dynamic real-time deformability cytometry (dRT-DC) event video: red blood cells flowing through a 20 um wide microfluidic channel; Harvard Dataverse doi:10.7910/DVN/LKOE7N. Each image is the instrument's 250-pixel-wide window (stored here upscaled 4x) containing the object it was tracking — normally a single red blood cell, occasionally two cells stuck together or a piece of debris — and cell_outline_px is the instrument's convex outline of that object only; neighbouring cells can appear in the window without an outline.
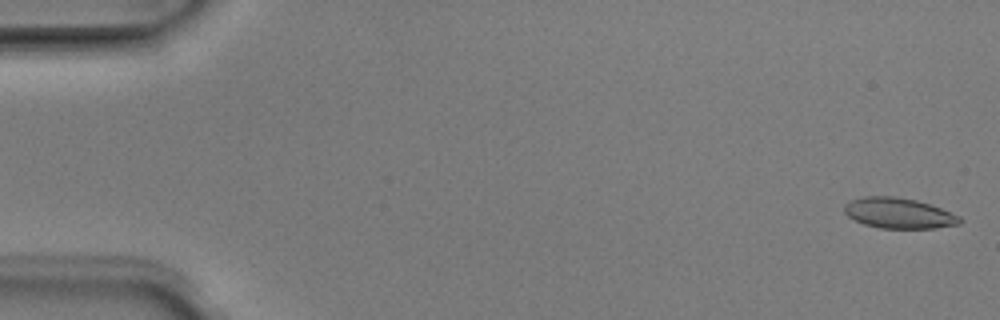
{"species": "Egyptian fruit bat (a non-hibernating species)", "species_latin": "Rousettus aegyptiacus", "temperature_condition": "room temperature", "stored_images_in_passage": 51, "camera_frame_rate_fps": 3000, "um_per_image_px": 0.085, "animal": {"sex": "male"}, "frame": {"image": 1, "passage_image": 1, "time_ms": 0.0, "image_size_px": [1000, 320], "cell_outline_px": [[964, 220], [960, 224], [936, 228], [880, 228], [864, 224], [848, 216], [844, 212], [844, 204], [852, 200], [864, 196], [896, 196], [916, 200], [940, 208], [960, 216]], "centroid_in_image_um": [76.41, 18.12], "position_along_channel_um": 8.6, "area_um2": 20.52}}
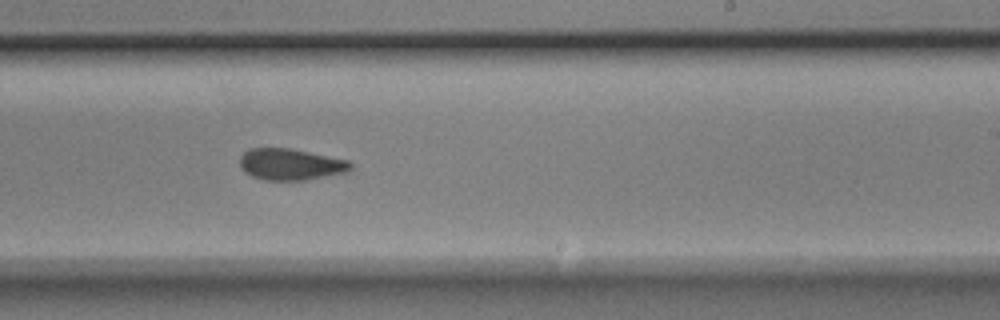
{"frame": {"image": 2, "passage_image": 31, "time_ms": 10.0, "image_size_px": [1000, 320], "cell_outline_px": [[352, 168], [348, 172], [308, 180], [264, 180], [252, 176], [244, 172], [240, 168], [240, 156], [248, 148], [288, 148], [348, 160], [352, 164]], "centroid_in_image_um": [24.69, 13.98], "position_along_channel_um": 264.3, "area_um2": 20.4}}
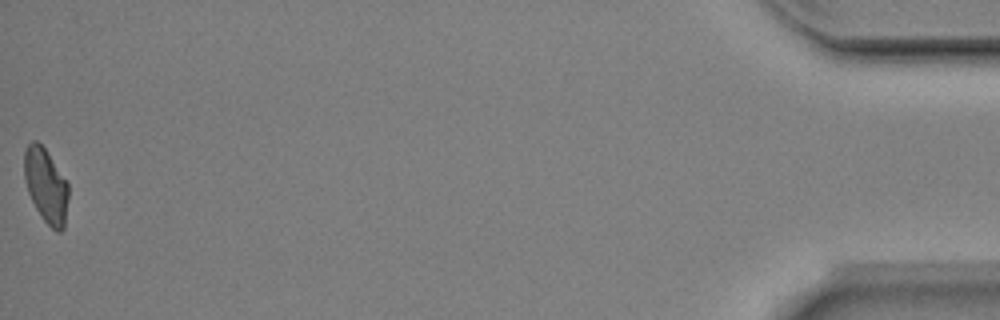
{"frame": {"image": 3, "passage_image": 51, "time_ms": 16.667, "image_size_px": [1000, 320], "cell_outline_px": [[68, 196], [64, 228], [60, 232], [56, 232], [44, 220], [36, 208], [28, 192], [24, 176], [24, 148], [32, 140], [36, 140], [44, 148], [68, 184]], "centroid_in_image_um": [3.89, 15.77], "position_along_channel_um": 431.3, "area_um2": 18.84}, "authors_computed_cell_mechanics": {"area_um2": 20.519, "velocity_mm_per_s": 3.9654, "shape_relaxation_time_tau1_ms": 6.7822, "shape_relaxation_time_tau2_ms": 2.6656, "deformation_change_tau1": 0.1572, "deformation_change_tau2": 0.0846}}